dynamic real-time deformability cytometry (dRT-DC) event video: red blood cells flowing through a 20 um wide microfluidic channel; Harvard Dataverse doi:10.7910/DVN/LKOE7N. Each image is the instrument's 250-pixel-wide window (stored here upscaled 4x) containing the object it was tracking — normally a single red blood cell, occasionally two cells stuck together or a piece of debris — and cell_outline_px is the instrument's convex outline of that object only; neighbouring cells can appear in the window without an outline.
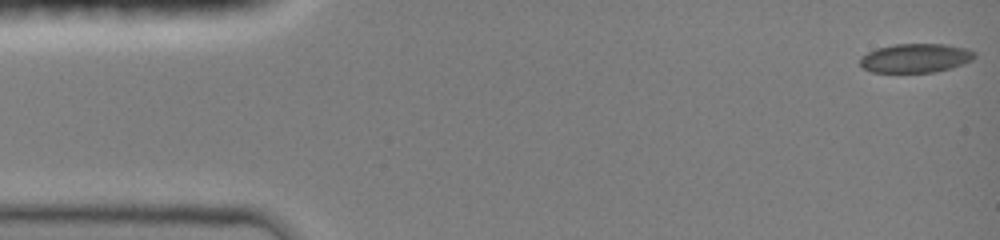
{"species": "common noctule bat (a hibernating species)", "species_latin": "Nyctalus noctula", "temperature_condition": "room temperature", "stored_images_in_passage": 47, "camera_frame_rate_fps": 3000, "um_per_image_px": 0.085, "animal": {"sex": "female", "body_mass_g": 19.0, "forearm_length_mm": 51.5}, "frame": {"image": 1, "passage_image": 1, "time_ms": 0.0, "image_size_px": [1000, 240], "cell_outline_px": [[976, 56], [972, 60], [964, 64], [952, 68], [936, 72], [872, 72], [864, 68], [860, 64], [860, 56], [876, 48], [896, 44], [944, 44], [968, 48], [976, 52]], "centroid_in_image_um": [77.86, 4.93], "position_along_channel_um": 7.1, "area_um2": 19.54}}
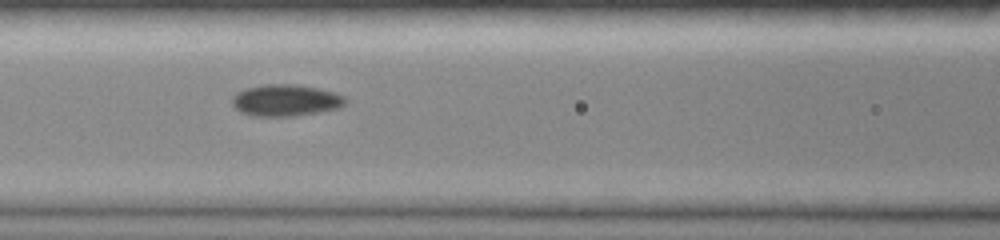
{"frame": {"image": 2, "passage_image": 20, "time_ms": 6.333, "image_size_px": [1000, 240], "cell_outline_px": [[348, 100], [340, 108], [320, 112], [296, 116], [252, 116], [240, 112], [232, 104], [232, 96], [236, 92], [244, 88], [264, 84], [292, 84], [316, 88], [332, 92], [344, 96]], "centroid_in_image_um": [24.25, 8.53], "position_along_channel_um": 142.3, "area_um2": 21.04}}
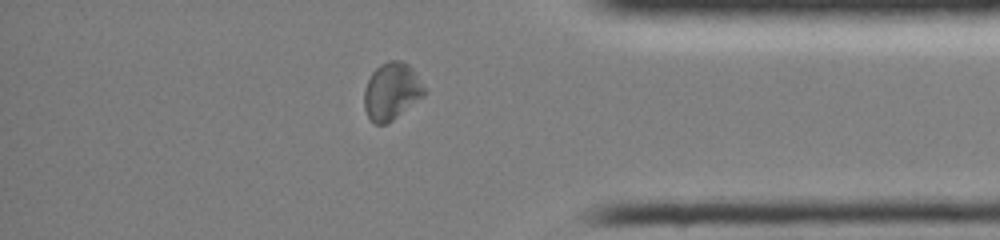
{"frame": {"image": 3, "passage_image": 40, "time_ms": 13.0, "image_size_px": [1000, 240], "cell_outline_px": [[424, 96], [392, 120], [384, 124], [376, 124], [368, 116], [364, 108], [364, 88], [372, 72], [380, 64], [388, 60], [400, 60], [408, 64], [412, 68], [424, 88]], "centroid_in_image_um": [33.26, 7.74], "position_along_channel_um": 401.9, "area_um2": 19.77}, "authors_computed_cell_mechanics": {"area_um2": 19.4208, "velocity_mm_per_s": 4.022, "shape_relaxation_time_tau1_ms": null, "shape_relaxation_time_tau2_ms": 3.8188, "deformation_change_tau1": null, "deformation_change_tau2": 0.0673}}